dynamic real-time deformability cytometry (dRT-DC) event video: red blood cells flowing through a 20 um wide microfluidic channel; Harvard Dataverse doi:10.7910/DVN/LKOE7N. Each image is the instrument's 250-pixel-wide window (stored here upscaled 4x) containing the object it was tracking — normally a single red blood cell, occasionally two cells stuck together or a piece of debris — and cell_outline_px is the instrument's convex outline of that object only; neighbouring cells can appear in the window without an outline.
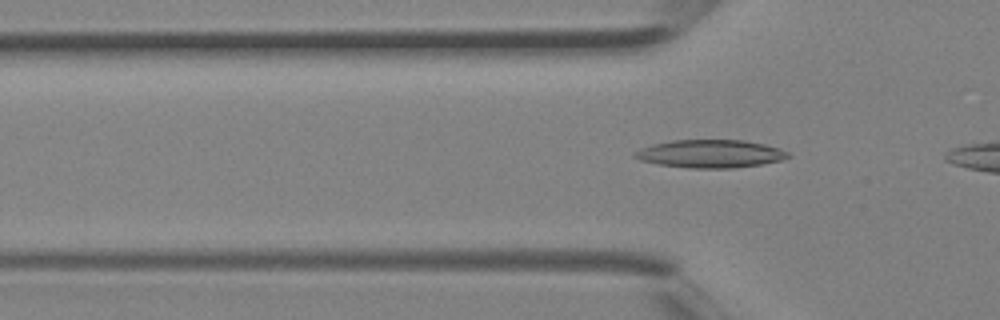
{"species": "Egyptian fruit bat (a non-hibernating species)", "species_latin": "Rousettus aegyptiacus", "temperature_condition": "room temperature", "stored_images_in_passage": 3, "camera_frame_rate_fps": 3000, "um_per_image_px": 0.085, "animal": {"sex": "female"}, "frame": {"image": 1, "passage_image": 3, "time_ms": 0.667, "image_size_px": [1000, 320], "cell_outline_px": [[792, 156], [780, 160], [760, 164], [732, 168], [688, 168], [660, 164], [640, 160], [632, 156], [632, 152], [640, 148], [652, 144], [672, 140], [744, 140], [764, 144], [780, 148], [788, 152]], "centroid_in_image_um": [60.35, 13.06], "position_along_channel_um": 65.4, "area_um2": 25.03}}